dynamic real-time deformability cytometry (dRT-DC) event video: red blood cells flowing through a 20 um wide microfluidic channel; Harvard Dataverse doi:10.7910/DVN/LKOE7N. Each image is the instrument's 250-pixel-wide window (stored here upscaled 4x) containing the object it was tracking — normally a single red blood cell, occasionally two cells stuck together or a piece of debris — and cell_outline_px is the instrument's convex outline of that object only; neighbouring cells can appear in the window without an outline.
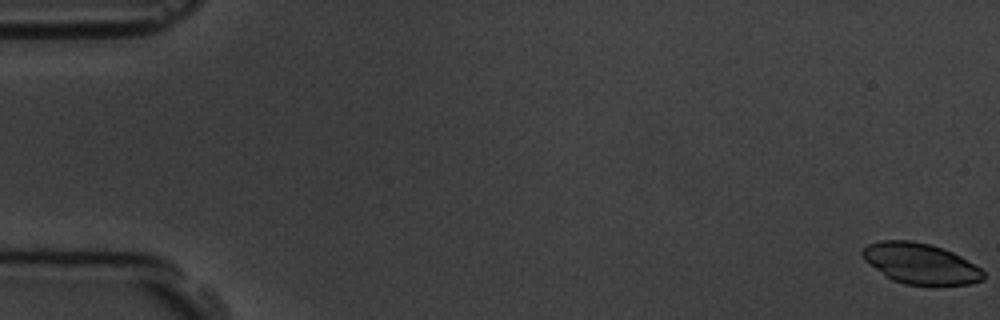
{"species": "common noctule bat (a hibernating species)", "species_latin": "Nyctalus noctula", "temperature_condition": "room temperature", "stored_images_in_passage": 9, "camera_frame_rate_fps": 3000, "um_per_image_px": 0.085, "animal": {"sex": "male", "body_mass_g": 19.5, "forearm_length_mm": 54.6}, "frame": {"image": 1, "passage_image": 1, "time_ms": 0.0, "image_size_px": [1000, 320], "cell_outline_px": [[984, 280], [972, 284], [904, 284], [892, 280], [884, 276], [864, 260], [860, 252], [868, 244], [880, 240], [912, 240], [944, 248], [960, 256], [980, 268], [984, 272]], "centroid_in_image_um": [78.21, 22.39], "position_along_channel_um": 6.8, "area_um2": 28.61}}